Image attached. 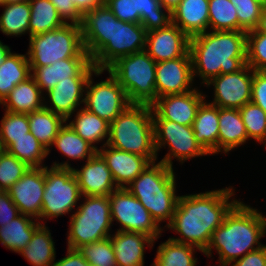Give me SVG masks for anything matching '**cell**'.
I'll return each mask as SVG.
<instances>
[{
  "instance_id": "cell-51",
  "label": "cell",
  "mask_w": 266,
  "mask_h": 266,
  "mask_svg": "<svg viewBox=\"0 0 266 266\" xmlns=\"http://www.w3.org/2000/svg\"><path fill=\"white\" fill-rule=\"evenodd\" d=\"M72 2L82 15L104 4V0H72Z\"/></svg>"
},
{
  "instance_id": "cell-48",
  "label": "cell",
  "mask_w": 266,
  "mask_h": 266,
  "mask_svg": "<svg viewBox=\"0 0 266 266\" xmlns=\"http://www.w3.org/2000/svg\"><path fill=\"white\" fill-rule=\"evenodd\" d=\"M20 215L18 207L11 200L7 191L0 193V227Z\"/></svg>"
},
{
  "instance_id": "cell-42",
  "label": "cell",
  "mask_w": 266,
  "mask_h": 266,
  "mask_svg": "<svg viewBox=\"0 0 266 266\" xmlns=\"http://www.w3.org/2000/svg\"><path fill=\"white\" fill-rule=\"evenodd\" d=\"M0 135L6 148L14 141L30 132L28 114L4 111L0 123Z\"/></svg>"
},
{
  "instance_id": "cell-10",
  "label": "cell",
  "mask_w": 266,
  "mask_h": 266,
  "mask_svg": "<svg viewBox=\"0 0 266 266\" xmlns=\"http://www.w3.org/2000/svg\"><path fill=\"white\" fill-rule=\"evenodd\" d=\"M68 161L55 162L45 166V188L41 215L37 219L42 225L45 219L52 220L74 212V208L82 200V194L73 166ZM43 219V220H41Z\"/></svg>"
},
{
  "instance_id": "cell-19",
  "label": "cell",
  "mask_w": 266,
  "mask_h": 266,
  "mask_svg": "<svg viewBox=\"0 0 266 266\" xmlns=\"http://www.w3.org/2000/svg\"><path fill=\"white\" fill-rule=\"evenodd\" d=\"M96 69L90 58H67L57 60L51 65L31 67V76L44 94L61 80H70V77H90Z\"/></svg>"
},
{
  "instance_id": "cell-20",
  "label": "cell",
  "mask_w": 266,
  "mask_h": 266,
  "mask_svg": "<svg viewBox=\"0 0 266 266\" xmlns=\"http://www.w3.org/2000/svg\"><path fill=\"white\" fill-rule=\"evenodd\" d=\"M190 38L175 24L147 32L145 51L158 63L184 56Z\"/></svg>"
},
{
  "instance_id": "cell-5",
  "label": "cell",
  "mask_w": 266,
  "mask_h": 266,
  "mask_svg": "<svg viewBox=\"0 0 266 266\" xmlns=\"http://www.w3.org/2000/svg\"><path fill=\"white\" fill-rule=\"evenodd\" d=\"M176 173L162 162H152L126 188L149 211L156 223L166 222L174 215L178 202Z\"/></svg>"
},
{
  "instance_id": "cell-27",
  "label": "cell",
  "mask_w": 266,
  "mask_h": 266,
  "mask_svg": "<svg viewBox=\"0 0 266 266\" xmlns=\"http://www.w3.org/2000/svg\"><path fill=\"white\" fill-rule=\"evenodd\" d=\"M218 154H228L247 143L248 135L239 109L219 108Z\"/></svg>"
},
{
  "instance_id": "cell-1",
  "label": "cell",
  "mask_w": 266,
  "mask_h": 266,
  "mask_svg": "<svg viewBox=\"0 0 266 266\" xmlns=\"http://www.w3.org/2000/svg\"><path fill=\"white\" fill-rule=\"evenodd\" d=\"M80 26L84 49L97 69L106 70L119 58L145 50V28L118 20L106 4L85 13Z\"/></svg>"
},
{
  "instance_id": "cell-9",
  "label": "cell",
  "mask_w": 266,
  "mask_h": 266,
  "mask_svg": "<svg viewBox=\"0 0 266 266\" xmlns=\"http://www.w3.org/2000/svg\"><path fill=\"white\" fill-rule=\"evenodd\" d=\"M83 203L77 205L70 217L67 231V248L78 249L112 234L109 196H82Z\"/></svg>"
},
{
  "instance_id": "cell-14",
  "label": "cell",
  "mask_w": 266,
  "mask_h": 266,
  "mask_svg": "<svg viewBox=\"0 0 266 266\" xmlns=\"http://www.w3.org/2000/svg\"><path fill=\"white\" fill-rule=\"evenodd\" d=\"M253 69L245 65L235 73L220 74L211 79L204 87L211 86L214 92L210 104L219 108L240 109L252 98Z\"/></svg>"
},
{
  "instance_id": "cell-54",
  "label": "cell",
  "mask_w": 266,
  "mask_h": 266,
  "mask_svg": "<svg viewBox=\"0 0 266 266\" xmlns=\"http://www.w3.org/2000/svg\"><path fill=\"white\" fill-rule=\"evenodd\" d=\"M11 52L10 46L3 44V42L0 40V64L3 63V61Z\"/></svg>"
},
{
  "instance_id": "cell-49",
  "label": "cell",
  "mask_w": 266,
  "mask_h": 266,
  "mask_svg": "<svg viewBox=\"0 0 266 266\" xmlns=\"http://www.w3.org/2000/svg\"><path fill=\"white\" fill-rule=\"evenodd\" d=\"M230 266H266V244L229 264Z\"/></svg>"
},
{
  "instance_id": "cell-53",
  "label": "cell",
  "mask_w": 266,
  "mask_h": 266,
  "mask_svg": "<svg viewBox=\"0 0 266 266\" xmlns=\"http://www.w3.org/2000/svg\"><path fill=\"white\" fill-rule=\"evenodd\" d=\"M161 5L168 9L170 12H172L178 4L181 2V0H159Z\"/></svg>"
},
{
  "instance_id": "cell-29",
  "label": "cell",
  "mask_w": 266,
  "mask_h": 266,
  "mask_svg": "<svg viewBox=\"0 0 266 266\" xmlns=\"http://www.w3.org/2000/svg\"><path fill=\"white\" fill-rule=\"evenodd\" d=\"M75 112L73 120L68 118L66 122L83 140L89 142L98 150V143L102 142L103 147L107 144L109 136V122L100 118L96 114L89 112L84 107L79 108ZM106 139V141H105ZM104 142V143H103Z\"/></svg>"
},
{
  "instance_id": "cell-33",
  "label": "cell",
  "mask_w": 266,
  "mask_h": 266,
  "mask_svg": "<svg viewBox=\"0 0 266 266\" xmlns=\"http://www.w3.org/2000/svg\"><path fill=\"white\" fill-rule=\"evenodd\" d=\"M29 129L32 135L51 153V145L66 120L43 107L28 114Z\"/></svg>"
},
{
  "instance_id": "cell-3",
  "label": "cell",
  "mask_w": 266,
  "mask_h": 266,
  "mask_svg": "<svg viewBox=\"0 0 266 266\" xmlns=\"http://www.w3.org/2000/svg\"><path fill=\"white\" fill-rule=\"evenodd\" d=\"M246 31H206L190 38L193 76L203 86L220 74L235 73L246 65Z\"/></svg>"
},
{
  "instance_id": "cell-12",
  "label": "cell",
  "mask_w": 266,
  "mask_h": 266,
  "mask_svg": "<svg viewBox=\"0 0 266 266\" xmlns=\"http://www.w3.org/2000/svg\"><path fill=\"white\" fill-rule=\"evenodd\" d=\"M112 224L116 221V231L138 232L151 237L154 241L162 235L159 226L149 211L127 189L118 188L109 195ZM160 236V237H159Z\"/></svg>"
},
{
  "instance_id": "cell-2",
  "label": "cell",
  "mask_w": 266,
  "mask_h": 266,
  "mask_svg": "<svg viewBox=\"0 0 266 266\" xmlns=\"http://www.w3.org/2000/svg\"><path fill=\"white\" fill-rule=\"evenodd\" d=\"M235 193L234 187L229 186L179 196L172 221L166 229L181 236L169 238L178 243L192 245L204 253L214 230L240 201L235 199Z\"/></svg>"
},
{
  "instance_id": "cell-47",
  "label": "cell",
  "mask_w": 266,
  "mask_h": 266,
  "mask_svg": "<svg viewBox=\"0 0 266 266\" xmlns=\"http://www.w3.org/2000/svg\"><path fill=\"white\" fill-rule=\"evenodd\" d=\"M65 23L81 24L82 14L76 9L72 0H50Z\"/></svg>"
},
{
  "instance_id": "cell-56",
  "label": "cell",
  "mask_w": 266,
  "mask_h": 266,
  "mask_svg": "<svg viewBox=\"0 0 266 266\" xmlns=\"http://www.w3.org/2000/svg\"><path fill=\"white\" fill-rule=\"evenodd\" d=\"M29 0H3V4H7V3H15V2H26Z\"/></svg>"
},
{
  "instance_id": "cell-52",
  "label": "cell",
  "mask_w": 266,
  "mask_h": 266,
  "mask_svg": "<svg viewBox=\"0 0 266 266\" xmlns=\"http://www.w3.org/2000/svg\"><path fill=\"white\" fill-rule=\"evenodd\" d=\"M256 30L258 32L266 34V5L263 6V9H262V12H261V16H260V20H259V23H258V26H257Z\"/></svg>"
},
{
  "instance_id": "cell-55",
  "label": "cell",
  "mask_w": 266,
  "mask_h": 266,
  "mask_svg": "<svg viewBox=\"0 0 266 266\" xmlns=\"http://www.w3.org/2000/svg\"><path fill=\"white\" fill-rule=\"evenodd\" d=\"M7 152V148L4 144V141L0 135V156Z\"/></svg>"
},
{
  "instance_id": "cell-11",
  "label": "cell",
  "mask_w": 266,
  "mask_h": 266,
  "mask_svg": "<svg viewBox=\"0 0 266 266\" xmlns=\"http://www.w3.org/2000/svg\"><path fill=\"white\" fill-rule=\"evenodd\" d=\"M155 149L169 148L160 162L173 168V161L181 165L189 159L209 155L197 142L192 126L168 120H153ZM168 146V147H167Z\"/></svg>"
},
{
  "instance_id": "cell-34",
  "label": "cell",
  "mask_w": 266,
  "mask_h": 266,
  "mask_svg": "<svg viewBox=\"0 0 266 266\" xmlns=\"http://www.w3.org/2000/svg\"><path fill=\"white\" fill-rule=\"evenodd\" d=\"M197 251L203 253L192 245L169 238L158 246L152 266H196L198 258L194 255Z\"/></svg>"
},
{
  "instance_id": "cell-6",
  "label": "cell",
  "mask_w": 266,
  "mask_h": 266,
  "mask_svg": "<svg viewBox=\"0 0 266 266\" xmlns=\"http://www.w3.org/2000/svg\"><path fill=\"white\" fill-rule=\"evenodd\" d=\"M107 145L156 162L151 105L131 104L120 113L109 123Z\"/></svg>"
},
{
  "instance_id": "cell-24",
  "label": "cell",
  "mask_w": 266,
  "mask_h": 266,
  "mask_svg": "<svg viewBox=\"0 0 266 266\" xmlns=\"http://www.w3.org/2000/svg\"><path fill=\"white\" fill-rule=\"evenodd\" d=\"M110 239L117 266H144L145 248L153 249L155 243L145 234L129 231H116Z\"/></svg>"
},
{
  "instance_id": "cell-46",
  "label": "cell",
  "mask_w": 266,
  "mask_h": 266,
  "mask_svg": "<svg viewBox=\"0 0 266 266\" xmlns=\"http://www.w3.org/2000/svg\"><path fill=\"white\" fill-rule=\"evenodd\" d=\"M251 102L266 112V73L253 70Z\"/></svg>"
},
{
  "instance_id": "cell-57",
  "label": "cell",
  "mask_w": 266,
  "mask_h": 266,
  "mask_svg": "<svg viewBox=\"0 0 266 266\" xmlns=\"http://www.w3.org/2000/svg\"><path fill=\"white\" fill-rule=\"evenodd\" d=\"M256 1H258L259 3H261L262 5H266V0H256Z\"/></svg>"
},
{
  "instance_id": "cell-23",
  "label": "cell",
  "mask_w": 266,
  "mask_h": 266,
  "mask_svg": "<svg viewBox=\"0 0 266 266\" xmlns=\"http://www.w3.org/2000/svg\"><path fill=\"white\" fill-rule=\"evenodd\" d=\"M118 188H126L151 163L146 157L125 152L109 145L98 148Z\"/></svg>"
},
{
  "instance_id": "cell-36",
  "label": "cell",
  "mask_w": 266,
  "mask_h": 266,
  "mask_svg": "<svg viewBox=\"0 0 266 266\" xmlns=\"http://www.w3.org/2000/svg\"><path fill=\"white\" fill-rule=\"evenodd\" d=\"M0 31L6 36L19 37L29 33L31 7L29 1L1 4Z\"/></svg>"
},
{
  "instance_id": "cell-30",
  "label": "cell",
  "mask_w": 266,
  "mask_h": 266,
  "mask_svg": "<svg viewBox=\"0 0 266 266\" xmlns=\"http://www.w3.org/2000/svg\"><path fill=\"white\" fill-rule=\"evenodd\" d=\"M41 225L37 219L20 214L11 222L0 227V243L4 248L18 253L27 246L34 232Z\"/></svg>"
},
{
  "instance_id": "cell-25",
  "label": "cell",
  "mask_w": 266,
  "mask_h": 266,
  "mask_svg": "<svg viewBox=\"0 0 266 266\" xmlns=\"http://www.w3.org/2000/svg\"><path fill=\"white\" fill-rule=\"evenodd\" d=\"M209 0H181L171 12L172 23L189 38L209 30Z\"/></svg>"
},
{
  "instance_id": "cell-18",
  "label": "cell",
  "mask_w": 266,
  "mask_h": 266,
  "mask_svg": "<svg viewBox=\"0 0 266 266\" xmlns=\"http://www.w3.org/2000/svg\"><path fill=\"white\" fill-rule=\"evenodd\" d=\"M44 188L45 167H30L7 192L20 214L38 219L42 210Z\"/></svg>"
},
{
  "instance_id": "cell-16",
  "label": "cell",
  "mask_w": 266,
  "mask_h": 266,
  "mask_svg": "<svg viewBox=\"0 0 266 266\" xmlns=\"http://www.w3.org/2000/svg\"><path fill=\"white\" fill-rule=\"evenodd\" d=\"M198 88L157 98L151 104L152 120H168L192 126L199 106L208 97Z\"/></svg>"
},
{
  "instance_id": "cell-17",
  "label": "cell",
  "mask_w": 266,
  "mask_h": 266,
  "mask_svg": "<svg viewBox=\"0 0 266 266\" xmlns=\"http://www.w3.org/2000/svg\"><path fill=\"white\" fill-rule=\"evenodd\" d=\"M157 98L168 94H182L194 87L192 60L188 51L184 56L156 64ZM193 86V87H192Z\"/></svg>"
},
{
  "instance_id": "cell-31",
  "label": "cell",
  "mask_w": 266,
  "mask_h": 266,
  "mask_svg": "<svg viewBox=\"0 0 266 266\" xmlns=\"http://www.w3.org/2000/svg\"><path fill=\"white\" fill-rule=\"evenodd\" d=\"M32 266H52L56 248L51 232L46 224L41 225L33 234L27 246L18 252Z\"/></svg>"
},
{
  "instance_id": "cell-39",
  "label": "cell",
  "mask_w": 266,
  "mask_h": 266,
  "mask_svg": "<svg viewBox=\"0 0 266 266\" xmlns=\"http://www.w3.org/2000/svg\"><path fill=\"white\" fill-rule=\"evenodd\" d=\"M209 30L238 31L236 6L230 0H209Z\"/></svg>"
},
{
  "instance_id": "cell-15",
  "label": "cell",
  "mask_w": 266,
  "mask_h": 266,
  "mask_svg": "<svg viewBox=\"0 0 266 266\" xmlns=\"http://www.w3.org/2000/svg\"><path fill=\"white\" fill-rule=\"evenodd\" d=\"M104 4L118 20L140 23L147 32L172 23L171 12L159 0H104Z\"/></svg>"
},
{
  "instance_id": "cell-7",
  "label": "cell",
  "mask_w": 266,
  "mask_h": 266,
  "mask_svg": "<svg viewBox=\"0 0 266 266\" xmlns=\"http://www.w3.org/2000/svg\"><path fill=\"white\" fill-rule=\"evenodd\" d=\"M156 64L143 50L119 58L106 71L124 88L131 104L151 105L157 99Z\"/></svg>"
},
{
  "instance_id": "cell-45",
  "label": "cell",
  "mask_w": 266,
  "mask_h": 266,
  "mask_svg": "<svg viewBox=\"0 0 266 266\" xmlns=\"http://www.w3.org/2000/svg\"><path fill=\"white\" fill-rule=\"evenodd\" d=\"M236 6L238 31H251L257 28L263 6L256 0H230Z\"/></svg>"
},
{
  "instance_id": "cell-40",
  "label": "cell",
  "mask_w": 266,
  "mask_h": 266,
  "mask_svg": "<svg viewBox=\"0 0 266 266\" xmlns=\"http://www.w3.org/2000/svg\"><path fill=\"white\" fill-rule=\"evenodd\" d=\"M239 111L248 139L266 147V112L252 102L246 103Z\"/></svg>"
},
{
  "instance_id": "cell-37",
  "label": "cell",
  "mask_w": 266,
  "mask_h": 266,
  "mask_svg": "<svg viewBox=\"0 0 266 266\" xmlns=\"http://www.w3.org/2000/svg\"><path fill=\"white\" fill-rule=\"evenodd\" d=\"M31 15L29 37L53 31L65 24L50 0H29Z\"/></svg>"
},
{
  "instance_id": "cell-13",
  "label": "cell",
  "mask_w": 266,
  "mask_h": 266,
  "mask_svg": "<svg viewBox=\"0 0 266 266\" xmlns=\"http://www.w3.org/2000/svg\"><path fill=\"white\" fill-rule=\"evenodd\" d=\"M104 72L106 70L96 69L90 75L86 84L83 107L111 123L131 103L124 88L108 71L109 76L106 80L94 81V75L99 77Z\"/></svg>"
},
{
  "instance_id": "cell-44",
  "label": "cell",
  "mask_w": 266,
  "mask_h": 266,
  "mask_svg": "<svg viewBox=\"0 0 266 266\" xmlns=\"http://www.w3.org/2000/svg\"><path fill=\"white\" fill-rule=\"evenodd\" d=\"M247 61L253 70L263 71L266 68V34L256 29L247 32Z\"/></svg>"
},
{
  "instance_id": "cell-21",
  "label": "cell",
  "mask_w": 266,
  "mask_h": 266,
  "mask_svg": "<svg viewBox=\"0 0 266 266\" xmlns=\"http://www.w3.org/2000/svg\"><path fill=\"white\" fill-rule=\"evenodd\" d=\"M88 79L89 77H70V80L59 81L44 93V107L65 120L72 118L78 107H83Z\"/></svg>"
},
{
  "instance_id": "cell-50",
  "label": "cell",
  "mask_w": 266,
  "mask_h": 266,
  "mask_svg": "<svg viewBox=\"0 0 266 266\" xmlns=\"http://www.w3.org/2000/svg\"><path fill=\"white\" fill-rule=\"evenodd\" d=\"M52 266H90L78 249L67 248V255L58 261H54Z\"/></svg>"
},
{
  "instance_id": "cell-22",
  "label": "cell",
  "mask_w": 266,
  "mask_h": 266,
  "mask_svg": "<svg viewBox=\"0 0 266 266\" xmlns=\"http://www.w3.org/2000/svg\"><path fill=\"white\" fill-rule=\"evenodd\" d=\"M73 171L82 196H109L118 189L106 161L98 152Z\"/></svg>"
},
{
  "instance_id": "cell-38",
  "label": "cell",
  "mask_w": 266,
  "mask_h": 266,
  "mask_svg": "<svg viewBox=\"0 0 266 266\" xmlns=\"http://www.w3.org/2000/svg\"><path fill=\"white\" fill-rule=\"evenodd\" d=\"M7 152L26 163L29 167H45L43 161L48 157V150L31 132L24 137L14 139L7 147Z\"/></svg>"
},
{
  "instance_id": "cell-26",
  "label": "cell",
  "mask_w": 266,
  "mask_h": 266,
  "mask_svg": "<svg viewBox=\"0 0 266 266\" xmlns=\"http://www.w3.org/2000/svg\"><path fill=\"white\" fill-rule=\"evenodd\" d=\"M218 118L219 107L205 99L199 106L192 125L195 139L209 156L218 154Z\"/></svg>"
},
{
  "instance_id": "cell-28",
  "label": "cell",
  "mask_w": 266,
  "mask_h": 266,
  "mask_svg": "<svg viewBox=\"0 0 266 266\" xmlns=\"http://www.w3.org/2000/svg\"><path fill=\"white\" fill-rule=\"evenodd\" d=\"M0 105L4 111L29 114L44 107V94L31 76L16 85Z\"/></svg>"
},
{
  "instance_id": "cell-8",
  "label": "cell",
  "mask_w": 266,
  "mask_h": 266,
  "mask_svg": "<svg viewBox=\"0 0 266 266\" xmlns=\"http://www.w3.org/2000/svg\"><path fill=\"white\" fill-rule=\"evenodd\" d=\"M26 55L30 67L51 65L67 58H90L84 49L81 26L72 23L29 37Z\"/></svg>"
},
{
  "instance_id": "cell-35",
  "label": "cell",
  "mask_w": 266,
  "mask_h": 266,
  "mask_svg": "<svg viewBox=\"0 0 266 266\" xmlns=\"http://www.w3.org/2000/svg\"><path fill=\"white\" fill-rule=\"evenodd\" d=\"M54 147L69 160H88L93 157L98 150L86 140H83L67 122L58 132L51 149Z\"/></svg>"
},
{
  "instance_id": "cell-4",
  "label": "cell",
  "mask_w": 266,
  "mask_h": 266,
  "mask_svg": "<svg viewBox=\"0 0 266 266\" xmlns=\"http://www.w3.org/2000/svg\"><path fill=\"white\" fill-rule=\"evenodd\" d=\"M266 235V216L258 209L239 201L217 227L209 246L203 253L207 258L218 254L219 266H229L247 253L263 247L261 239ZM213 249V250H212Z\"/></svg>"
},
{
  "instance_id": "cell-41",
  "label": "cell",
  "mask_w": 266,
  "mask_h": 266,
  "mask_svg": "<svg viewBox=\"0 0 266 266\" xmlns=\"http://www.w3.org/2000/svg\"><path fill=\"white\" fill-rule=\"evenodd\" d=\"M78 251L92 266H117L110 237L84 244Z\"/></svg>"
},
{
  "instance_id": "cell-43",
  "label": "cell",
  "mask_w": 266,
  "mask_h": 266,
  "mask_svg": "<svg viewBox=\"0 0 266 266\" xmlns=\"http://www.w3.org/2000/svg\"><path fill=\"white\" fill-rule=\"evenodd\" d=\"M30 167L8 152L0 156V189L9 190Z\"/></svg>"
},
{
  "instance_id": "cell-32",
  "label": "cell",
  "mask_w": 266,
  "mask_h": 266,
  "mask_svg": "<svg viewBox=\"0 0 266 266\" xmlns=\"http://www.w3.org/2000/svg\"><path fill=\"white\" fill-rule=\"evenodd\" d=\"M31 77V67L26 53L11 52L0 64V104L12 89Z\"/></svg>"
}]
</instances>
